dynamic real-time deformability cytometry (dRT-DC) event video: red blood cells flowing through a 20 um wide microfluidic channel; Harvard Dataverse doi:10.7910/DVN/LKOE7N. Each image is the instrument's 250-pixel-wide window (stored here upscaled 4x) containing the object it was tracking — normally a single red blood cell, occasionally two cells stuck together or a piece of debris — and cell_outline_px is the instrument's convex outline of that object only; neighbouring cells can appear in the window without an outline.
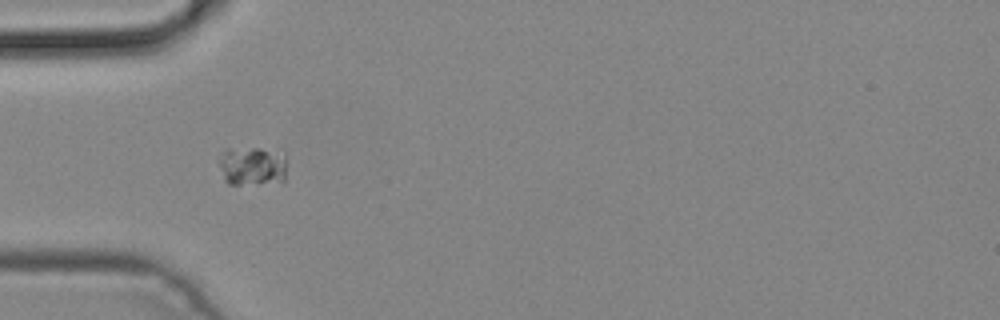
{"species": "common noctule bat (a hibernating species)", "species_latin": "Nyctalus noctula", "temperature_condition": "cold", "stored_images_in_passage": 5, "camera_frame_rate_fps": 3000, "um_per_image_px": 0.085, "animal": {"sex": "male", "body_mass_g": 19.2, "forearm_length_mm": 51.8}, "frame": {"image": 1, "passage_image": 2, "time_ms": 0.333, "image_size_px": [1000, 320], "cell_outline_px": [[284, 180], [240, 184], [228, 184], [224, 180], [220, 164], [220, 160], [224, 148], [260, 148], [284, 152]], "centroid_in_image_um": [21.41, 14.07], "position_along_channel_um": 63.6, "area_um2": 15.09}}
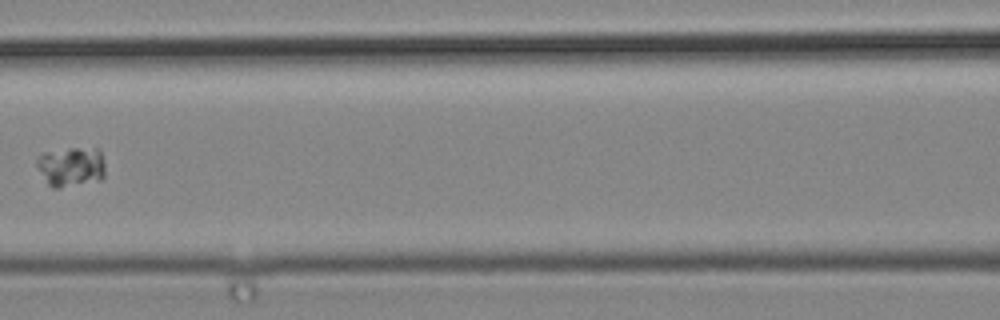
{"frame": {"image": 2, "passage_image": 4, "time_ms": 1.0, "image_size_px": [1000, 320], "cell_outline_px": [[104, 176], [100, 180], [60, 188], [52, 188], [48, 184], [36, 168], [36, 160], [44, 152], [68, 148], [100, 148], [104, 160]], "centroid_in_image_um": [6.04, 14.16], "position_along_channel_um": 160.6, "area_um2": 16.13}}
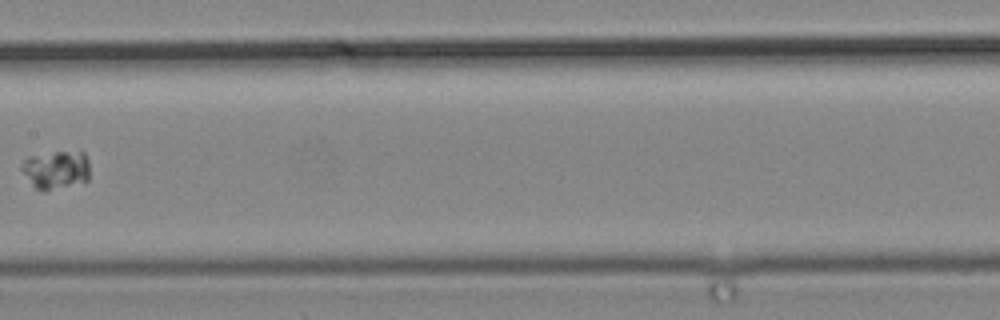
{"frame": {"image": 3, "passage_image": 5, "time_ms": 1.333, "image_size_px": [1000, 320], "cell_outline_px": [[88, 180], [44, 192], [40, 192], [32, 184], [20, 168], [24, 160], [28, 156], [80, 148], [84, 152], [88, 160]], "centroid_in_image_um": [4.78, 14.39], "position_along_channel_um": 202.6, "area_um2": 15.55}}